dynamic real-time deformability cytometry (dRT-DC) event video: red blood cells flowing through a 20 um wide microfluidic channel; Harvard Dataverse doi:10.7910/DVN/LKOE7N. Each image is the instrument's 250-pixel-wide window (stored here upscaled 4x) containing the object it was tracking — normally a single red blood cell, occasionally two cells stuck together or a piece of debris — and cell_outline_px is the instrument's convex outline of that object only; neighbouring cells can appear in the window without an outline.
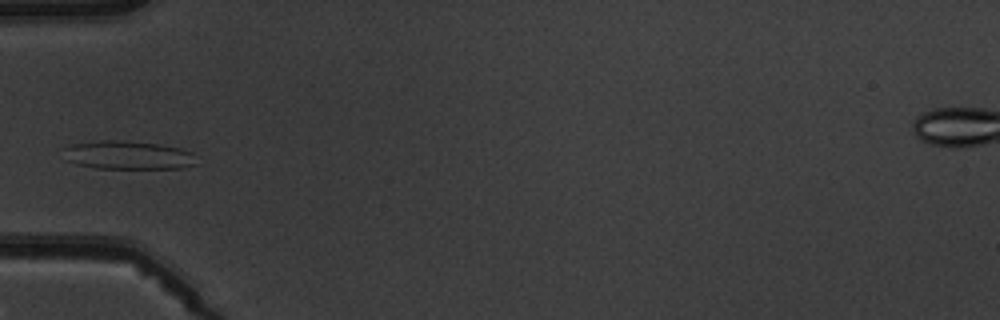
{"species": "common noctule bat (a hibernating species)", "species_latin": "Nyctalus noctula", "temperature_condition": "warm", "stored_images_in_passage": 4, "camera_frame_rate_fps": 3000, "um_per_image_px": 0.085, "animal": {"sex": "male", "body_mass_g": 19.5, "forearm_length_mm": 54.6}, "frame": {"image": 1, "passage_image": 4, "time_ms": 3.667, "image_size_px": [1000, 320], "cell_outline_px": [[196, 164], [180, 168], [96, 168], [76, 164], [64, 160], [64, 148], [72, 144], [100, 140], [124, 140], [156, 144], [180, 148], [192, 152]], "centroid_in_image_um": [10.83, 13.18], "position_along_channel_um": 74.2, "area_um2": 22.02}}